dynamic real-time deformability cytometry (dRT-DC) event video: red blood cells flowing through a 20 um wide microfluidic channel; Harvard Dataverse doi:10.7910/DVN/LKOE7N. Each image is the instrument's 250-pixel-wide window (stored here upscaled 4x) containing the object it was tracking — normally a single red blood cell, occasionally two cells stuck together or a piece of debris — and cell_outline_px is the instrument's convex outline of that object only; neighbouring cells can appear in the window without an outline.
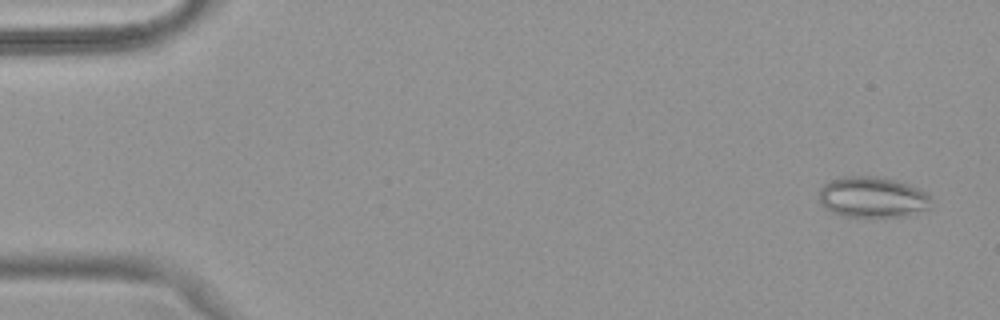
{"species": "common noctule bat (a hibernating species)", "species_latin": "Nyctalus noctula", "temperature_condition": "warm", "stored_images_in_passage": 51, "camera_frame_rate_fps": 3000, "um_per_image_px": 0.085, "animal": {"sex": "female", "body_mass_g": 18.4}, "frame": {"image": 1, "passage_image": 3, "time_ms": 0.667, "image_size_px": [1000, 320], "cell_outline_px": [[928, 208], [896, 216], [840, 216], [824, 208], [820, 204], [820, 188], [824, 184], [832, 180], [844, 176], [872, 176], [900, 180], [920, 188], [928, 192]], "centroid_in_image_um": [74.1, 16.73], "position_along_channel_um": 10.9, "area_um2": 26.36}}
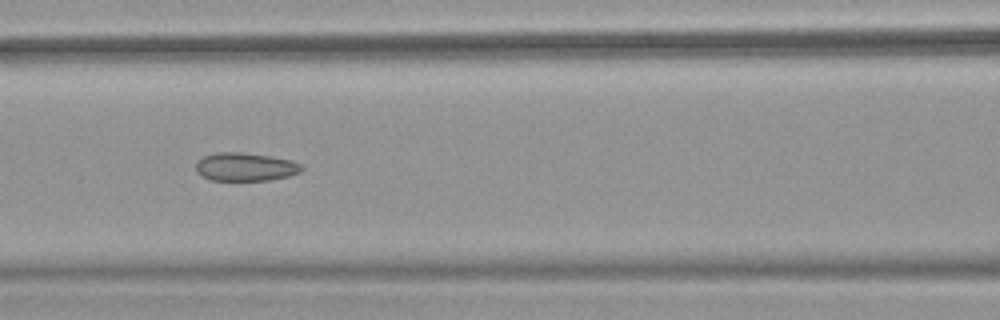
{"frame": {"image": 2, "passage_image": 23, "time_ms": 7.333, "image_size_px": [1000, 320], "cell_outline_px": [[304, 168], [300, 172], [288, 176], [268, 180], [212, 180], [200, 176], [196, 172], [196, 160], [204, 156], [216, 152], [240, 152], [268, 156], [292, 160], [300, 164]], "centroid_in_image_um": [20.81, 14.18], "position_along_channel_um": 145.8, "area_um2": 17.46}}
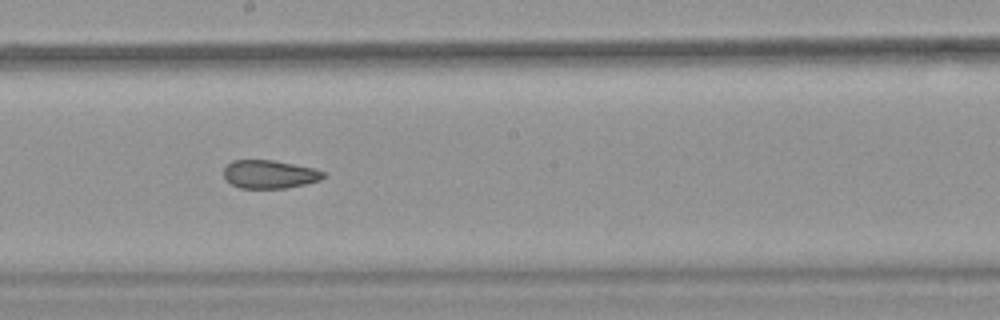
{"frame": {"image": 3, "passage_image": 29, "time_ms": 9.333, "image_size_px": [1000, 320], "cell_outline_px": [[324, 176], [320, 180], [288, 188], [240, 188], [232, 184], [224, 176], [224, 168], [232, 160], [272, 160], [316, 168], [324, 172]], "centroid_in_image_um": [22.92, 14.81], "position_along_channel_um": 225.3, "area_um2": 16.36}, "authors_computed_cell_mechanics": {"area_um2": 19.7676, "velocity_mm_per_s": 4.004, "shape_relaxation_time_tau1_ms": null, "shape_relaxation_time_tau2_ms": 2.9821, "deformation_change_tau1": null, "deformation_change_tau2": 0.0958}}